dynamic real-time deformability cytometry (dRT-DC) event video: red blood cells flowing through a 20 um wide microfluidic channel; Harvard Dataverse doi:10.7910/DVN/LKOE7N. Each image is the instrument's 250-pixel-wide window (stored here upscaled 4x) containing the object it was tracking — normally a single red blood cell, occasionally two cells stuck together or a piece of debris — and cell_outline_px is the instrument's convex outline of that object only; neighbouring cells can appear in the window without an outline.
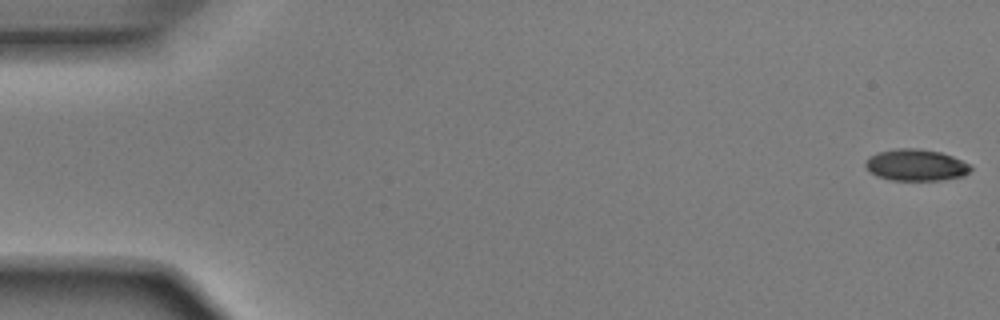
{"species": "Egyptian fruit bat (a non-hibernating species)", "species_latin": "Rousettus aegyptiacus", "temperature_condition": "room temperature", "stored_images_in_passage": 52, "camera_frame_rate_fps": 3000, "um_per_image_px": 0.085, "animal": {"sex": "male"}, "frame": {"image": 1, "passage_image": 1, "time_ms": 0.0, "image_size_px": [1000, 320], "cell_outline_px": [[972, 168], [964, 176], [944, 180], [892, 180], [876, 176], [868, 172], [864, 164], [864, 160], [868, 156], [876, 152], [896, 148], [920, 148], [940, 152], [952, 156], [968, 164]], "centroid_in_image_um": [77.79, 14.02], "position_along_channel_um": 7.2, "area_um2": 19.65}}
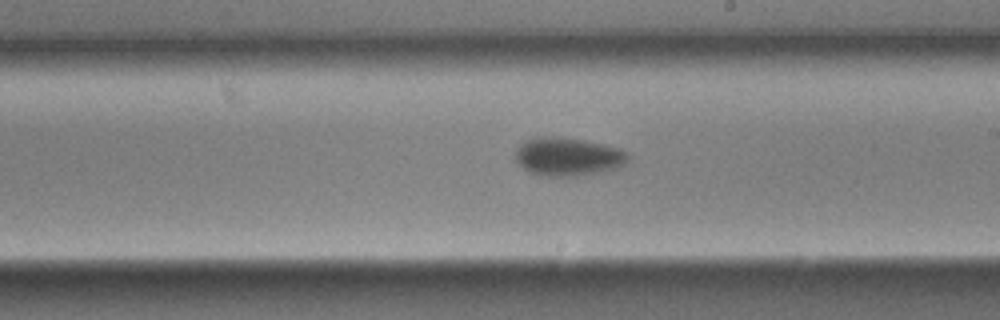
{"frame": {"image": 2, "passage_image": 30, "time_ms": 9.667, "image_size_px": [1000, 320], "cell_outline_px": [[632, 156], [624, 164], [616, 168], [576, 176], [540, 176], [528, 172], [512, 156], [516, 148], [524, 140], [536, 136], [560, 136], [584, 140], [604, 144], [620, 148], [628, 152]], "centroid_in_image_um": [48.24, 13.29], "position_along_channel_um": 240.8, "area_um2": 25.66}}
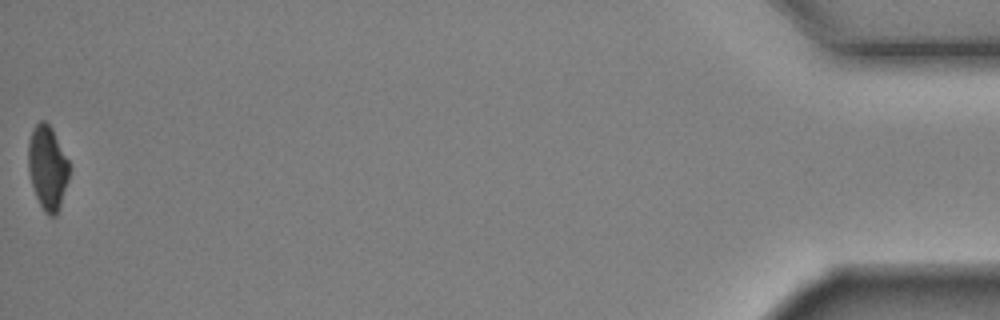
{"frame": {"image": 3, "passage_image": 52, "time_ms": 17.0, "image_size_px": [1000, 320], "cell_outline_px": [[72, 168], [56, 216], [48, 216], [44, 212], [36, 196], [32, 184], [28, 168], [28, 140], [32, 128], [40, 120], [44, 120], [52, 128]], "centroid_in_image_um": [4.04, 14.23], "position_along_channel_um": 431.2, "area_um2": 20.17}, "authors_computed_cell_mechanics": {"area_um2": 22.2819, "velocity_mm_per_s": 3.9292, "shape_relaxation_time_tau1_ms": 2.4196, "shape_relaxation_time_tau2_ms": 4.1729, "deformation_change_tau1": 0.1301, "deformation_change_tau2": 0.0739}}